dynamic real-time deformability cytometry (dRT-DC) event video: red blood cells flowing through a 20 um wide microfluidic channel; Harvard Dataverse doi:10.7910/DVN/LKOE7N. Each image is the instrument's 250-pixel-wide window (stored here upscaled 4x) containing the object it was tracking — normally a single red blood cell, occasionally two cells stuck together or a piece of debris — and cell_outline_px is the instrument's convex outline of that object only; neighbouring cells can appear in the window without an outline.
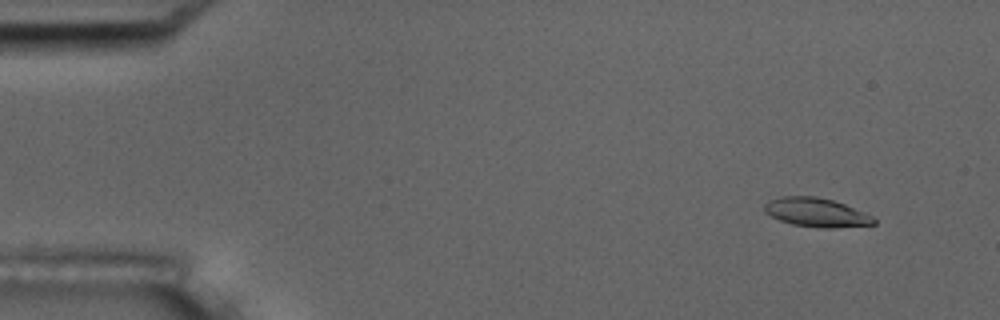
{"species": "common noctule bat (a hibernating species)", "species_latin": "Nyctalus noctula", "temperature_condition": "room temperature", "stored_images_in_passage": 6, "camera_frame_rate_fps": 3000, "um_per_image_px": 0.085, "animal": {"sex": "male", "body_mass_g": 17.5, "forearm_length_mm": 52.3}, "frame": {"image": 1, "passage_image": 2, "time_ms": 0.333, "image_size_px": [1000, 320], "cell_outline_px": [[876, 224], [836, 228], [824, 228], [792, 224], [780, 220], [764, 212], [764, 204], [768, 200], [780, 196], [816, 196], [832, 200], [844, 204], [872, 216], [876, 220]], "centroid_in_image_um": [69.37, 18.05], "position_along_channel_um": 15.6, "area_um2": 18.38}}